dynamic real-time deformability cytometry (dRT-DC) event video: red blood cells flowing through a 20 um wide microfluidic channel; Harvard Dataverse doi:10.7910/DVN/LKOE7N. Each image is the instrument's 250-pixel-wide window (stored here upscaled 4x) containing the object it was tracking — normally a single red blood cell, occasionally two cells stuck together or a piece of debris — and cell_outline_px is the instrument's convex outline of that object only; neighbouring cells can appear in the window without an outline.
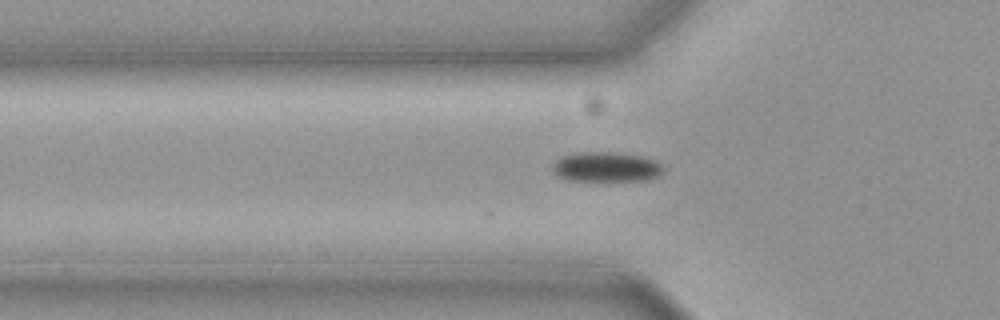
{"species": "common noctule bat (a hibernating species)", "species_latin": "Nyctalus noctula", "temperature_condition": "cold", "stored_images_in_passage": 10, "segment_of_instrument_passage": [1, 2], "camera_frame_rate_fps": 3000, "um_per_image_px": 0.085, "animal": {"sex": "female", "body_mass_g": 19.3, "forearm_length_mm": 54.1}, "frame": {"image": 1, "passage_image": 2, "time_ms": 0.333, "image_size_px": [1000, 320], "cell_outline_px": [[664, 172], [660, 176], [648, 180], [568, 180], [560, 176], [552, 168], [552, 164], [556, 160], [564, 156], [580, 152], [608, 152], [640, 156], [652, 160], [660, 164], [664, 168]], "centroid_in_image_um": [51.56, 14.19], "position_along_channel_um": 74.2, "area_um2": 18.9}}
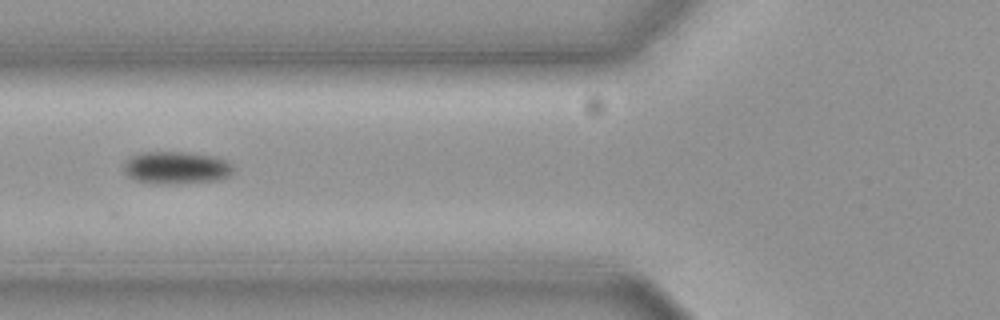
{"frame": {"image": 2, "passage_image": 5, "time_ms": 1.333, "image_size_px": [1000, 320], "cell_outline_px": [[232, 172], [228, 176], [216, 180], [180, 184], [152, 184], [136, 180], [128, 176], [124, 172], [124, 164], [132, 156], [140, 152], [184, 152], [208, 156], [224, 160], [232, 164]], "centroid_in_image_um": [14.93, 14.28], "position_along_channel_um": 110.9, "area_um2": 20.58}}
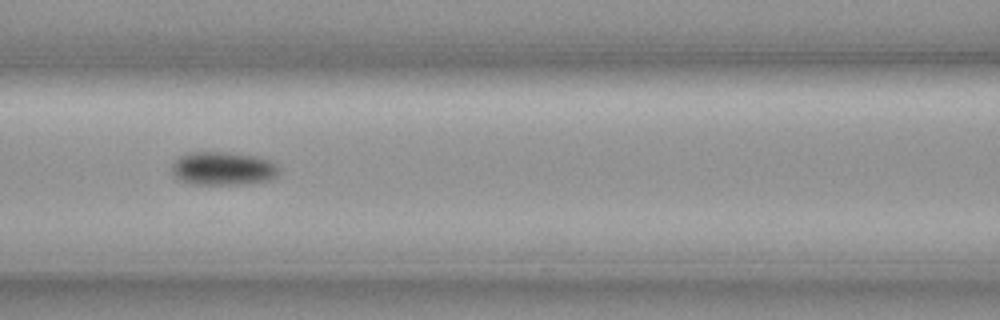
{"frame": {"image": 3, "passage_image": 8, "time_ms": 2.333, "image_size_px": [1000, 320], "cell_outline_px": [[280, 172], [276, 176], [268, 180], [244, 184], [188, 184], [180, 180], [172, 172], [172, 164], [180, 156], [192, 152], [224, 152], [256, 156], [272, 160], [280, 168]], "centroid_in_image_um": [18.99, 14.32], "position_along_channel_um": 147.6, "area_um2": 20.92}}